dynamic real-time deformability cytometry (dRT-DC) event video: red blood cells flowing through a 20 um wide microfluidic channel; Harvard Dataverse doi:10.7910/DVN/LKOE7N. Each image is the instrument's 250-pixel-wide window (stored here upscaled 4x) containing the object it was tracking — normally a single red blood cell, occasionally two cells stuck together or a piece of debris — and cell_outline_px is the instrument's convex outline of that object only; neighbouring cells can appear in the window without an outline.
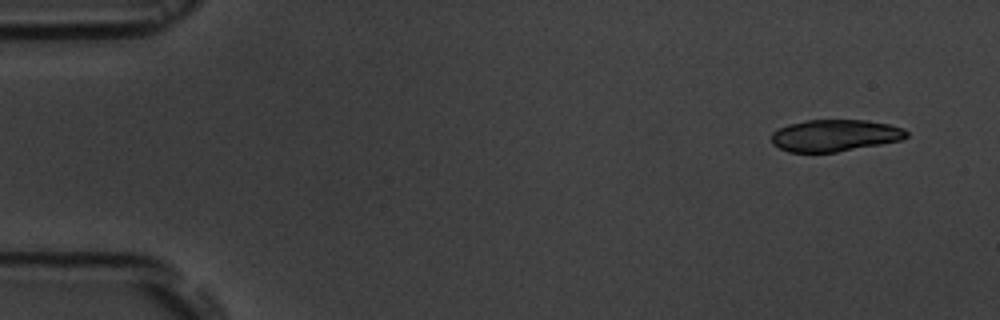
{"species": "common noctule bat (a hibernating species)", "species_latin": "Nyctalus noctula", "temperature_condition": "room temperature", "stored_images_in_passage": 4, "camera_frame_rate_fps": 3000, "um_per_image_px": 0.085, "animal": {"sex": "male", "body_mass_g": 19.5, "forearm_length_mm": 54.6}, "frame": {"image": 1, "passage_image": 1, "time_ms": 0.0, "image_size_px": [1000, 320], "cell_outline_px": [[908, 136], [900, 140], [880, 144], [836, 152], [788, 152], [772, 144], [772, 132], [788, 124], [804, 120], [864, 120], [888, 124], [904, 128], [908, 132]], "centroid_in_image_um": [70.95, 11.51], "position_along_channel_um": 14.1, "area_um2": 24.97}}